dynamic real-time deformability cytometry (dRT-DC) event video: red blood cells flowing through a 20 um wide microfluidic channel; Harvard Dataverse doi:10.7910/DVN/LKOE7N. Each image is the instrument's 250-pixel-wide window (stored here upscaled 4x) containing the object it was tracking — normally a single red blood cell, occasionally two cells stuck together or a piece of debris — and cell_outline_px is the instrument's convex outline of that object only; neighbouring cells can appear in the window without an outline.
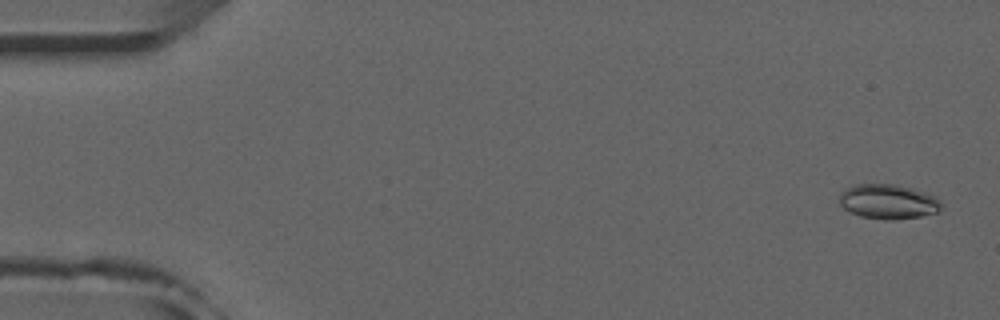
{"species": "common noctule bat (a hibernating species)", "species_latin": "Nyctalus noctula", "temperature_condition": "room temperature", "stored_images_in_passage": 38, "camera_frame_rate_fps": 3000, "um_per_image_px": 0.085, "animal": {"sex": "male", "forearm_length_mm": 52.5}, "frame": {"image": 1, "passage_image": 2, "time_ms": 0.333, "image_size_px": [1000, 320], "cell_outline_px": [[944, 208], [936, 212], [920, 216], [892, 220], [888, 220], [860, 216], [844, 208], [840, 204], [840, 196], [848, 188], [856, 184], [892, 184], [912, 188], [936, 196], [944, 204]], "centroid_in_image_um": [75.56, 17.14], "position_along_channel_um": 9.4, "area_um2": 20.46}}
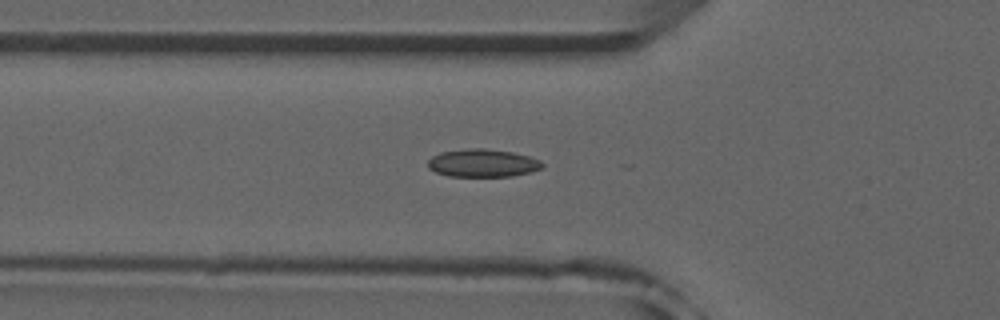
{"frame": {"image": 2, "passage_image": 18, "time_ms": 5.667, "image_size_px": [1000, 320], "cell_outline_px": [[544, 164], [540, 168], [528, 172], [512, 176], [448, 176], [436, 172], [428, 168], [428, 160], [432, 156], [440, 152], [468, 148], [484, 148], [512, 152], [528, 156], [540, 160]], "centroid_in_image_um": [40.99, 13.85], "position_along_channel_um": 84.8, "area_um2": 18.5}}
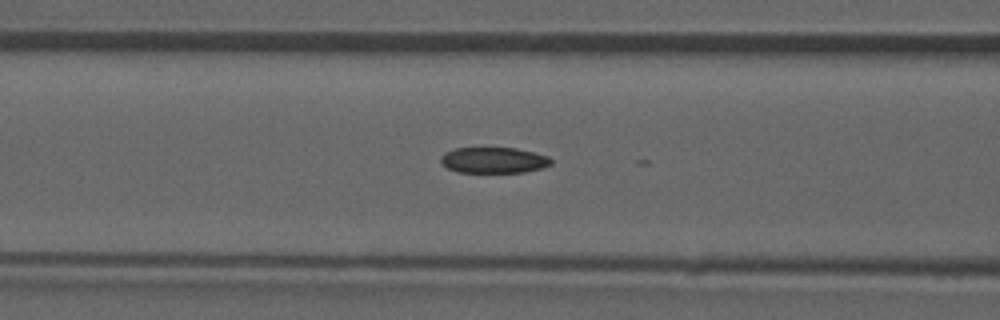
{"frame": {"image": 3, "passage_image": 21, "time_ms": 6.667, "image_size_px": [1000, 320], "cell_outline_px": [[552, 164], [544, 168], [524, 172], [456, 172], [448, 168], [440, 160], [440, 156], [444, 152], [456, 148], [516, 148], [548, 156], [552, 160]], "centroid_in_image_um": [41.97, 13.62], "position_along_channel_um": 124.6, "area_um2": 16.65}}